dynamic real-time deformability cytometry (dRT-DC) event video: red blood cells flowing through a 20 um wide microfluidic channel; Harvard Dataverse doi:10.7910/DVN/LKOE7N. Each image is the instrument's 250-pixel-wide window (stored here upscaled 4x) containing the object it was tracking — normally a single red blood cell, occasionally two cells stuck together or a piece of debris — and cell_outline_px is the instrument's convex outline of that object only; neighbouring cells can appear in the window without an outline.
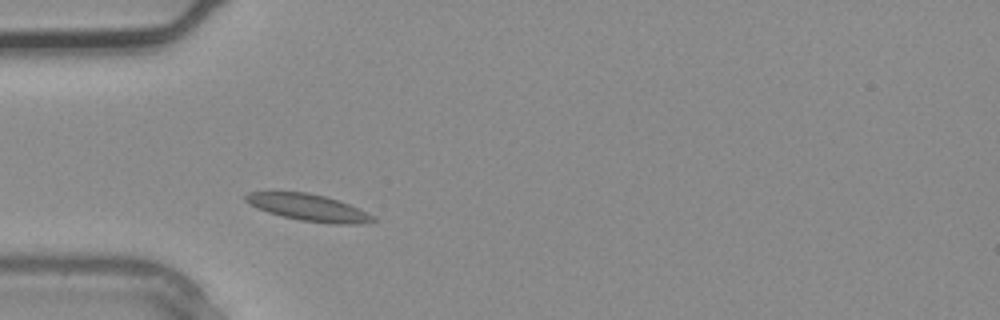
{"species": "common noctule bat (a hibernating species)", "species_latin": "Nyctalus noctula", "temperature_condition": "warm", "stored_images_in_passage": 2, "camera_frame_rate_fps": 3000, "um_per_image_px": 0.085, "animal": {"sex": "male", "body_mass_g": 20.4}, "frame": {"image": 1, "passage_image": 2, "time_ms": 0.333, "image_size_px": [1000, 320], "cell_outline_px": [[380, 220], [360, 224], [332, 224], [300, 220], [268, 212], [256, 208], [244, 200], [244, 196], [248, 192], [308, 192], [324, 196], [348, 204]], "centroid_in_image_um": [26.19, 17.65], "position_along_channel_um": 58.8, "area_um2": 19.59}}